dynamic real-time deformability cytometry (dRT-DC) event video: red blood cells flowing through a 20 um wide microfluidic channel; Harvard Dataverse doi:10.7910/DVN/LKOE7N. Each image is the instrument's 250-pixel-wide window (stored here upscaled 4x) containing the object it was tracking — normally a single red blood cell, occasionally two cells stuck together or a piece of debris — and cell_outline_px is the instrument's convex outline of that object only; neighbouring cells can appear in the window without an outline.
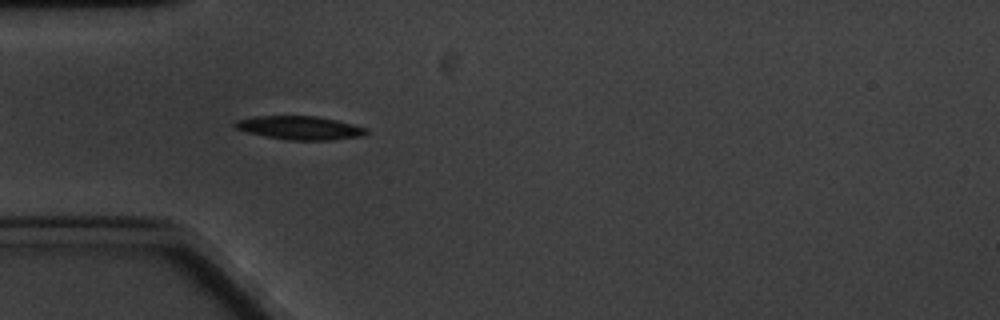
{"species": "common noctule bat (a hibernating species)", "species_latin": "Nyctalus noctula", "temperature_condition": "cold", "stored_images_in_passage": 31, "camera_frame_rate_fps": 3000, "um_per_image_px": 0.085, "animal": {"sex": "male", "body_mass_g": 20.1, "forearm_length_mm": 53.5}, "frame": {"image": 1, "passage_image": 5, "time_ms": 1.333, "image_size_px": [1000, 320], "cell_outline_px": [[368, 132], [364, 136], [332, 140], [288, 140], [248, 132], [236, 128], [232, 124], [236, 120], [252, 116], [316, 116], [336, 120], [368, 128]], "centroid_in_image_um": [25.51, 10.86], "position_along_channel_um": 59.5, "area_um2": 17.98}}